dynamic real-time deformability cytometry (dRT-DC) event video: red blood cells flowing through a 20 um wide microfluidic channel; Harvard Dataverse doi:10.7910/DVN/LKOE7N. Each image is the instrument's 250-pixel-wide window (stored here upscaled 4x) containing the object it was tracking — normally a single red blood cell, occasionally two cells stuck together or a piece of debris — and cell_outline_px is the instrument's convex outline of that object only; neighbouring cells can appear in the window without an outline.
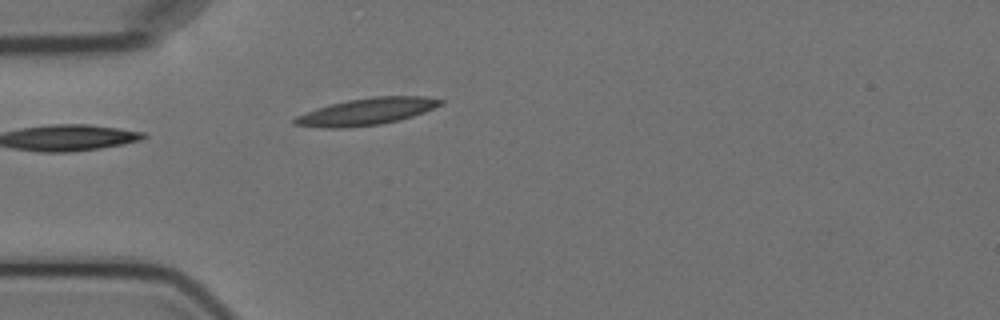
{"species": "Egyptian fruit bat (a non-hibernating species)", "species_latin": "Rousettus aegyptiacus", "temperature_condition": "cold", "stored_images_in_passage": 3, "camera_frame_rate_fps": 3000, "um_per_image_px": 0.085, "animal": {"sex": "female"}, "frame": {"image": 1, "passage_image": 3, "time_ms": 2.333, "image_size_px": [1000, 320], "cell_outline_px": [[444, 104], [424, 112], [412, 116], [380, 124], [344, 128], [324, 128], [292, 124], [292, 120], [296, 116], [316, 108], [348, 100], [372, 96], [420, 96], [444, 100]], "centroid_in_image_um": [31.15, 9.48], "position_along_channel_um": 53.9, "area_um2": 22.72}}